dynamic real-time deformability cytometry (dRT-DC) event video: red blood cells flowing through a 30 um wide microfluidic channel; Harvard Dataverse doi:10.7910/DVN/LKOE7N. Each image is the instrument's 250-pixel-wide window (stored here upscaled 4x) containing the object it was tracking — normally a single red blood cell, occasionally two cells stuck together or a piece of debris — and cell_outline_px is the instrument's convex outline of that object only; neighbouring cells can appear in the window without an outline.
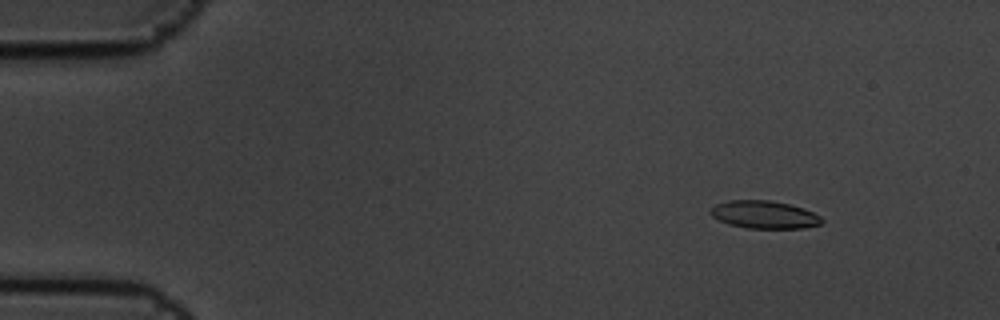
{"species": "common noctule bat (a hibernating species)", "species_latin": "Nyctalus noctula", "temperature_condition": "cold", "stored_images_in_passage": 7, "camera_frame_rate_fps": 3000, "um_per_image_px": 0.085, "animal": {"sex": "male", "body_mass_g": 19.5, "forearm_length_mm": 54.6}, "frame": {"image": 1, "passage_image": 3, "time_ms": 0.667, "image_size_px": [1000, 320], "cell_outline_px": [[824, 220], [820, 224], [800, 228], [748, 228], [728, 224], [712, 216], [708, 212], [716, 204], [728, 200], [768, 200], [788, 204], [804, 208], [820, 216]], "centroid_in_image_um": [64.94, 18.24], "position_along_channel_um": 20.1, "area_um2": 17.86}}
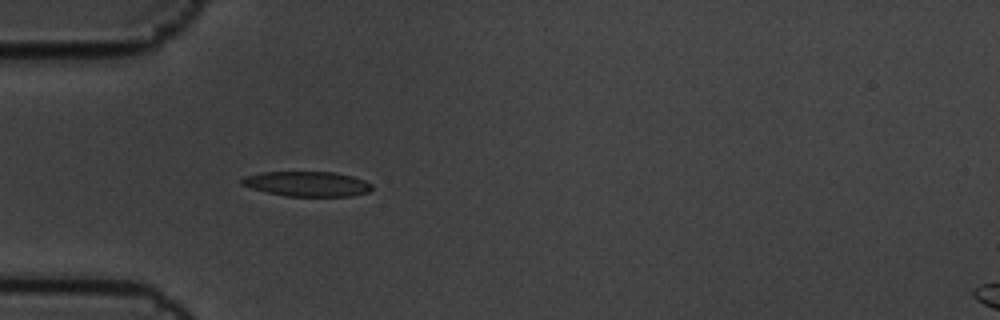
{"frame": {"image": 2, "passage_image": 6, "time_ms": 1.667, "image_size_px": [1000, 320], "cell_outline_px": [[372, 188], [368, 192], [352, 196], [284, 196], [252, 188], [240, 184], [240, 180], [244, 176], [260, 172], [336, 172], [352, 176], [364, 180], [372, 184]], "centroid_in_image_um": [26.1, 15.62], "position_along_channel_um": 58.9, "area_um2": 18.96}}